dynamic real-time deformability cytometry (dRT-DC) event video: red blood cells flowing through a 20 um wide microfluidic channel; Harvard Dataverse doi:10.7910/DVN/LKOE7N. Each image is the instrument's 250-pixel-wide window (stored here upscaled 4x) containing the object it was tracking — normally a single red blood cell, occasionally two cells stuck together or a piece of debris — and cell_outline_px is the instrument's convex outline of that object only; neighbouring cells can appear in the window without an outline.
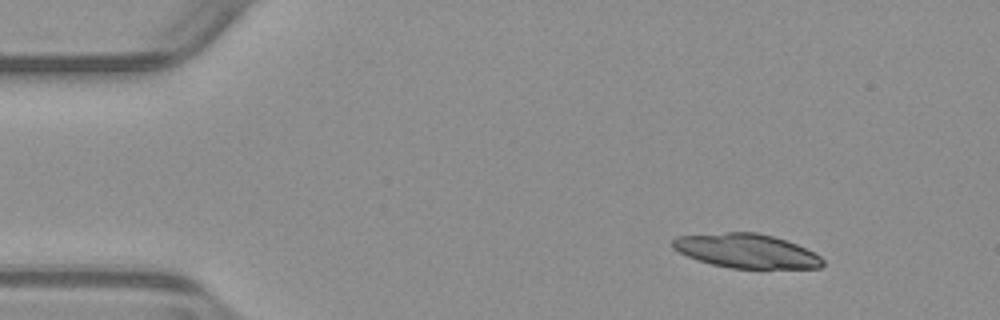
{"species": "common noctule bat (a hibernating species)", "species_latin": "Nyctalus noctula", "temperature_condition": "warm", "stored_images_in_passage": 50, "camera_frame_rate_fps": 3000, "um_per_image_px": 0.085, "animal": {"sex": "male", "body_mass_g": 23.1, "forearm_length_mm": 52.7}, "frame": {"image": 1, "passage_image": 4, "time_ms": 1.0, "image_size_px": [1000, 320], "cell_outline_px": [[824, 264], [820, 268], [732, 268], [712, 264], [696, 260], [672, 248], [672, 240], [676, 236], [724, 232], [756, 232], [772, 236], [796, 244], [820, 256], [824, 260]], "centroid_in_image_um": [63.42, 21.32], "position_along_channel_um": 21.6, "area_um2": 29.71}}